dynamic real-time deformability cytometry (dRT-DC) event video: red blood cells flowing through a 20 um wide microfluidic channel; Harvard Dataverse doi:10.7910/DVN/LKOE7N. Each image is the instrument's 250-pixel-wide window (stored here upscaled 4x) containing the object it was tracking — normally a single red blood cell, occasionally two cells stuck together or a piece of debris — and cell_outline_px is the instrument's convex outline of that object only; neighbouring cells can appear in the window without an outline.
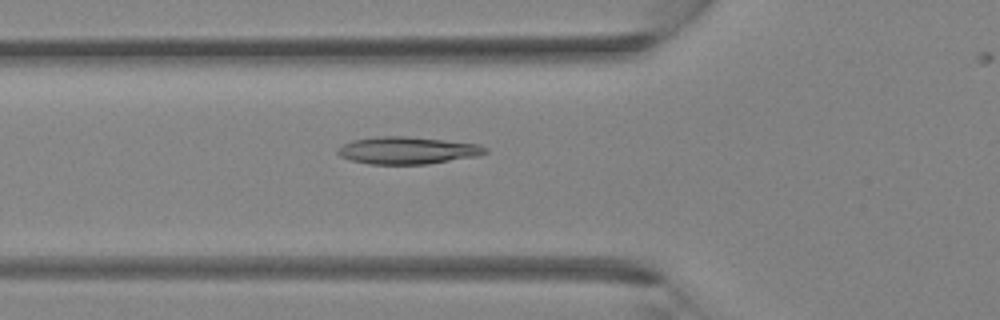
{"species": "Egyptian fruit bat (a non-hibernating species)", "species_latin": "Rousettus aegyptiacus", "temperature_condition": "room temperature", "stored_images_in_passage": 30, "camera_frame_rate_fps": 3000, "um_per_image_px": 0.085, "animal": {"sex": "female"}, "frame": {"image": 1, "passage_image": 10, "time_ms": 3.0, "image_size_px": [1000, 320], "cell_outline_px": [[488, 152], [480, 156], [428, 164], [368, 164], [352, 160], [340, 156], [336, 152], [344, 144], [352, 140], [380, 136], [408, 136], [480, 144], [488, 148]], "centroid_in_image_um": [34.7, 12.78], "position_along_channel_um": 91.1, "area_um2": 23.52}}
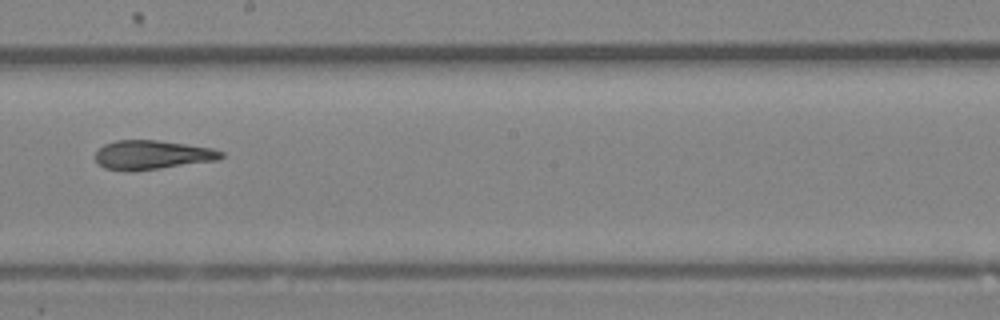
{"frame": {"image": 2, "passage_image": 18, "time_ms": 5.667, "image_size_px": [1000, 320], "cell_outline_px": [[224, 156], [220, 160], [160, 168], [104, 168], [96, 160], [96, 152], [104, 144], [116, 140], [156, 140], [212, 148], [224, 152]], "centroid_in_image_um": [13.02, 13.12], "position_along_channel_um": 235.2, "area_um2": 20.52}}
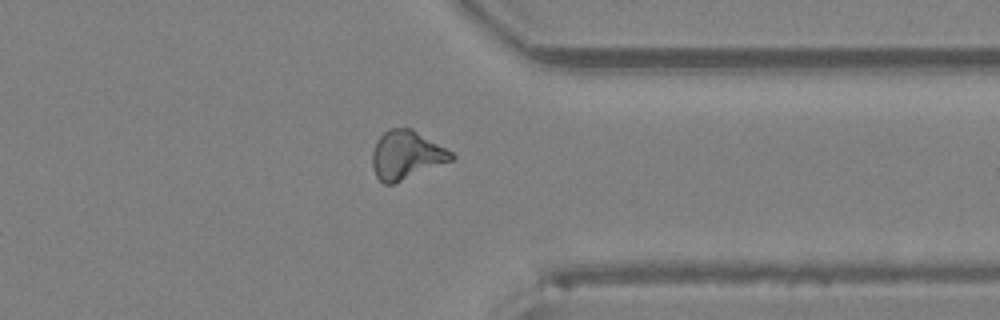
{"frame": {"image": 3, "passage_image": 26, "time_ms": 8.333, "image_size_px": [1000, 320], "cell_outline_px": [[456, 156], [452, 160], [392, 184], [384, 184], [376, 176], [372, 168], [372, 152], [376, 140], [388, 128], [412, 128], [452, 152]], "centroid_in_image_um": [34.51, 13.16], "position_along_channel_um": 376.9, "area_um2": 22.2}}